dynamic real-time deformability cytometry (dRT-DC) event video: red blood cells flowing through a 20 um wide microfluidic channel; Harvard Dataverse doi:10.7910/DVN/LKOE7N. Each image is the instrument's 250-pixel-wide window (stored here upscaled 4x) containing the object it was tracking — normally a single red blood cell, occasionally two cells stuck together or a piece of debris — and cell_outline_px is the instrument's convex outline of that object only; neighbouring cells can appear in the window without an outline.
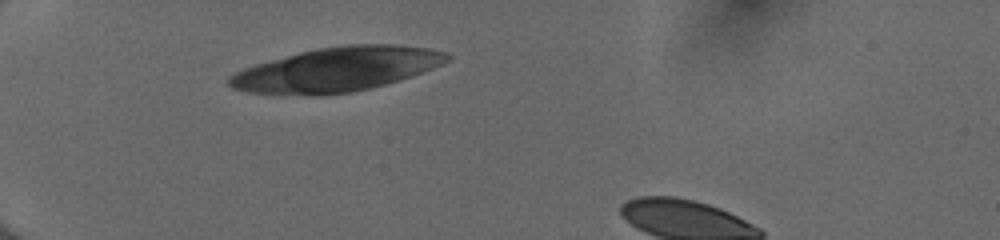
{"species": "human", "species_latin": "Homo sapiens", "temperature_condition": "cold", "stored_images_in_passage": 32, "camera_frame_rate_fps": 3000, "um_per_image_px": 0.085, "donor": {"sex": "female"}, "frame": {"image": 1, "passage_image": 1, "time_ms": 0.0, "image_size_px": [1000, 240], "cell_outline_px": [[452, 56], [448, 60], [432, 68], [384, 84], [352, 92], [316, 96], [248, 92], [232, 88], [228, 84], [228, 76], [244, 68], [256, 64], [300, 52], [320, 48], [348, 44], [396, 44], [432, 48], [444, 52]], "centroid_in_image_um": [28.6, 5.9], "position_along_channel_um": 56.4, "area_um2": 55.6}}